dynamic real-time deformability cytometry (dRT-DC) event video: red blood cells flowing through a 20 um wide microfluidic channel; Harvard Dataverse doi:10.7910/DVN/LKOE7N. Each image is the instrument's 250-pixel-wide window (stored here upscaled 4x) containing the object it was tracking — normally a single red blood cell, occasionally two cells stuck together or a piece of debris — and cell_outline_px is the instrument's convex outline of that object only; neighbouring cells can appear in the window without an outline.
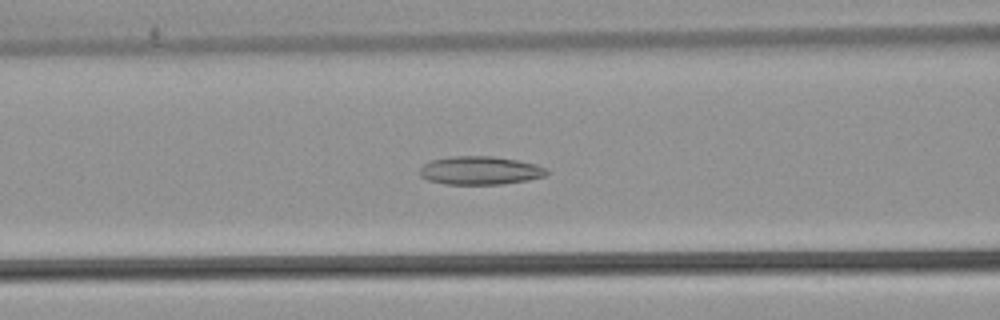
{"species": "common noctule bat (a hibernating species)", "species_latin": "Nyctalus noctula", "temperature_condition": "warm", "stored_images_in_passage": 42, "camera_frame_rate_fps": 3000, "um_per_image_px": 0.085, "animal": {"sex": "male", "body_mass_g": 21.5, "forearm_length_mm": 52.0}, "frame": {"image": 1, "passage_image": 11, "time_ms": 3.333, "image_size_px": [1000, 320], "cell_outline_px": [[552, 172], [544, 176], [528, 180], [504, 184], [444, 184], [428, 180], [420, 176], [420, 168], [424, 164], [432, 160], [448, 156], [492, 156], [516, 160], [536, 164], [548, 168]], "centroid_in_image_um": [40.84, 14.49], "position_along_channel_um": 125.8, "area_um2": 21.15}}
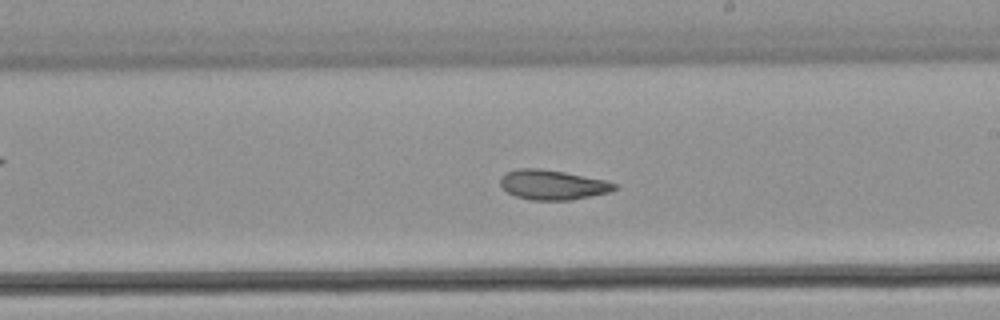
{"frame": {"image": 2, "passage_image": 20, "time_ms": 6.333, "image_size_px": [1000, 320], "cell_outline_px": [[616, 188], [608, 192], [572, 200], [528, 200], [516, 196], [508, 192], [500, 184], [500, 176], [504, 172], [520, 168], [540, 168], [564, 172], [604, 180], [616, 184]], "centroid_in_image_um": [46.91, 15.7], "position_along_channel_um": 242.1, "area_um2": 19.71}}
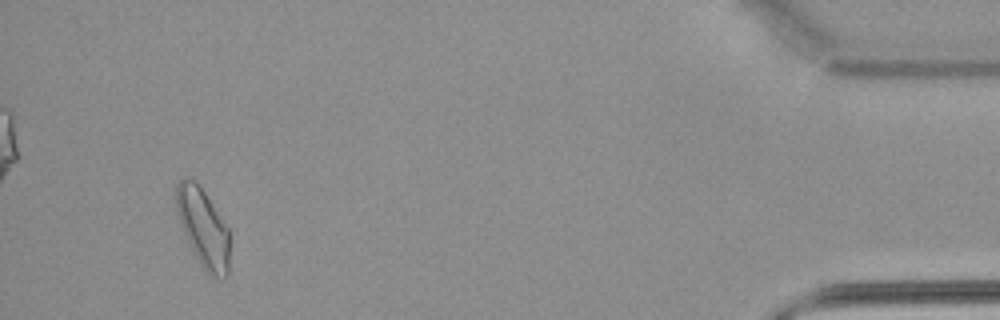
{"frame": {"image": 3, "passage_image": 39, "time_ms": 12.667, "image_size_px": [1000, 320], "cell_outline_px": [[228, 276], [224, 280], [208, 276], [200, 264], [180, 224], [176, 212], [176, 180], [192, 180], [204, 192], [228, 228]], "centroid_in_image_um": [17.26, 19.43], "position_along_channel_um": 417.9, "area_um2": 23.99}, "authors_computed_cell_mechanics": {"area_um2": 21.0103, "velocity_mm_per_s": 3.8884, "shape_relaxation_time_tau1_ms": null, "shape_relaxation_time_tau2_ms": 3.797, "deformation_change_tau1": null, "deformation_change_tau2": 0.0928}}